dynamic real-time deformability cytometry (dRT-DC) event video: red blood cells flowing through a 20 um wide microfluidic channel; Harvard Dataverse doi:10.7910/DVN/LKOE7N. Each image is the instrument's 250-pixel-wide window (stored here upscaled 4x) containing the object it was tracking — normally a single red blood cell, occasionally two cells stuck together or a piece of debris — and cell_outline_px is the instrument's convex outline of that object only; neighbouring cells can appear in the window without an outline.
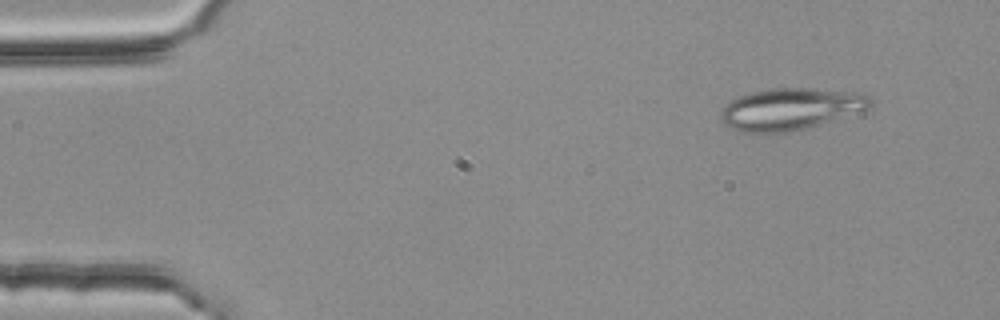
{"species": "common noctule bat (a hibernating species)", "species_latin": "Nyctalus noctula", "temperature_condition": "room temperature", "stored_images_in_passage": 3, "camera_frame_rate_fps": 3000, "um_per_image_px": 0.085, "animal": {"sex": "female", "body_mass_g": 25.1}, "frame": {"image": 1, "passage_image": 1, "time_ms": 0.0, "image_size_px": [1000, 320], "cell_outline_px": [[872, 104], [868, 108], [820, 124], [804, 128], [784, 132], [740, 132], [724, 124], [720, 120], [720, 112], [732, 100], [740, 96], [752, 92], [768, 88], [808, 88], [856, 92], [872, 96]], "centroid_in_image_um": [67.18, 9.25], "position_along_channel_um": 17.8, "area_um2": 36.01}}